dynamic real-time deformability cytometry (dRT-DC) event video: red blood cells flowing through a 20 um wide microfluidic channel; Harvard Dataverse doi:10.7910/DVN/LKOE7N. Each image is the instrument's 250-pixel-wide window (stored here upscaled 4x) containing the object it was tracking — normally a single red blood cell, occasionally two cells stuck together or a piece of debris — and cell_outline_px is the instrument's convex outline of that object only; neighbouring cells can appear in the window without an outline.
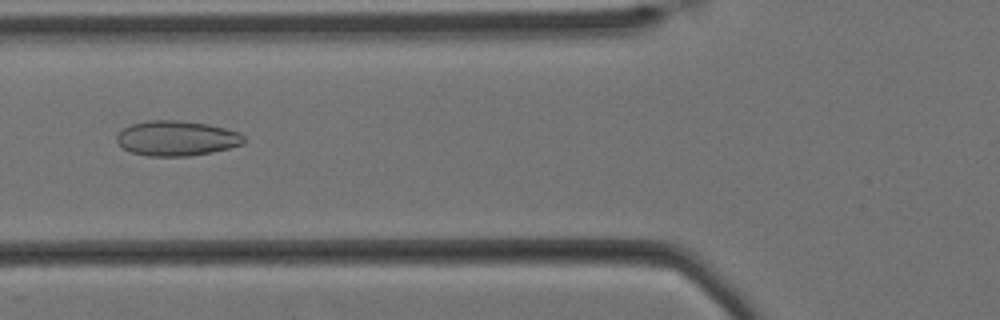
{"species": "Egyptian fruit bat (a non-hibernating species)", "species_latin": "Rousettus aegyptiacus", "temperature_condition": "cold", "stored_images_in_passage": 45, "camera_frame_rate_fps": 3000, "um_per_image_px": 0.085, "animal": {"sex": "female"}, "frame": {"image": 1, "passage_image": 8, "time_ms": 2.333, "image_size_px": [1000, 320], "cell_outline_px": [[244, 144], [212, 152], [188, 156], [148, 156], [128, 152], [116, 140], [116, 136], [124, 128], [132, 124], [148, 120], [180, 120], [208, 124], [240, 132], [244, 136]], "centroid_in_image_um": [15.02, 11.75], "position_along_channel_um": 110.8, "area_um2": 26.01}}
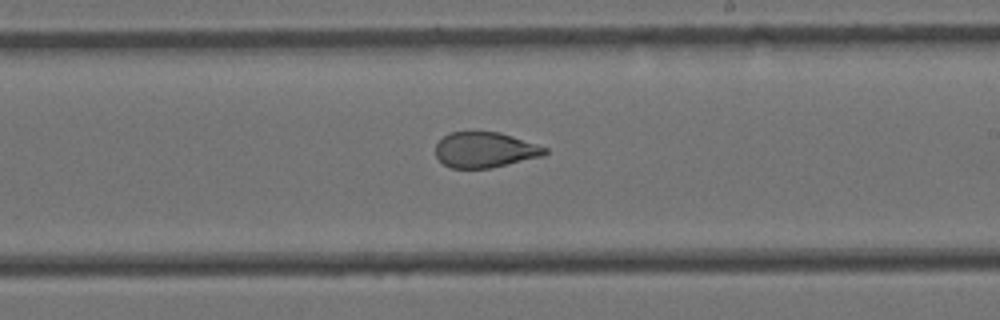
{"frame": {"image": 2, "passage_image": 20, "time_ms": 6.333, "image_size_px": [1000, 320], "cell_outline_px": [[548, 152], [544, 156], [492, 168], [452, 168], [444, 164], [436, 156], [436, 144], [444, 136], [452, 132], [500, 132], [548, 148]], "centroid_in_image_um": [41.25, 12.75], "position_along_channel_um": 247.8, "area_um2": 22.54}}
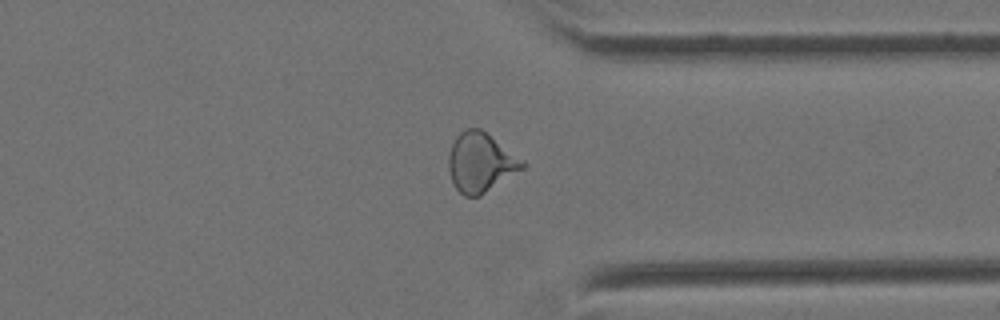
{"frame": {"image": 3, "passage_image": 31, "time_ms": 10.0, "image_size_px": [1000, 320], "cell_outline_px": [[528, 164], [524, 168], [480, 196], [464, 196], [456, 188], [452, 180], [448, 168], [448, 156], [452, 144], [456, 136], [464, 128], [480, 128], [524, 160]], "centroid_in_image_um": [40.85, 13.8], "position_along_channel_um": 370.5, "area_um2": 25.49}, "authors_computed_cell_mechanics": {"area_um2": 24.6806, "velocity_mm_per_s": 3.4302, "shape_relaxation_time_tau1_ms": null, "shape_relaxation_time_tau2_ms": 1.2959, "deformation_change_tau1": null, "deformation_change_tau2": 0.0785}}